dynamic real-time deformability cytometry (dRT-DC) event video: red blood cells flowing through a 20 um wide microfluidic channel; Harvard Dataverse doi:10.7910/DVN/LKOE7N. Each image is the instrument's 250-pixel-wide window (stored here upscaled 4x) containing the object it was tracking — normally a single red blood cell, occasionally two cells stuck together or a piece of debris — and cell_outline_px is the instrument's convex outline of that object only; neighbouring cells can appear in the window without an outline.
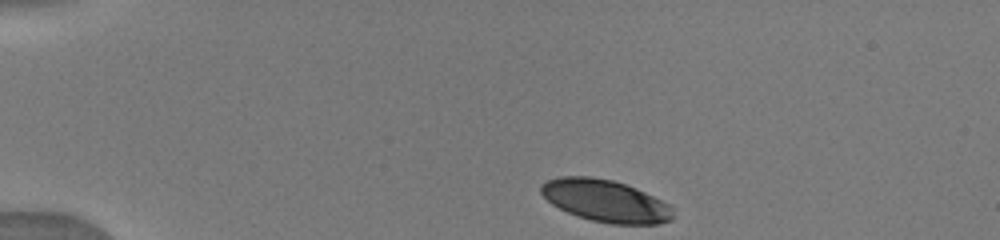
{"species": "human", "species_latin": "Homo sapiens", "temperature_condition": "warm", "stored_images_in_passage": 7, "camera_frame_rate_fps": 3000, "um_per_image_px": 0.085, "donor": {"sex": "male"}, "frame": {"image": 1, "passage_image": 1, "time_ms": 0.0, "image_size_px": [1000, 240], "cell_outline_px": [[676, 216], [672, 220], [656, 224], [612, 224], [592, 220], [576, 216], [552, 204], [540, 192], [540, 184], [548, 180], [560, 176], [592, 176], [612, 180], [636, 188], [668, 204], [672, 208]], "centroid_in_image_um": [51.47, 17.07], "position_along_channel_um": 33.5, "area_um2": 32.37}}
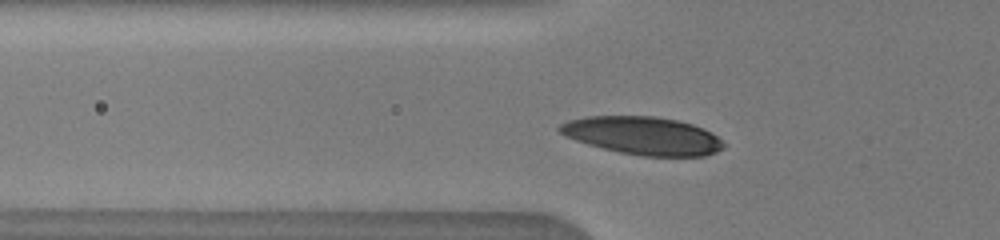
{"frame": {"image": 2, "passage_image": 6, "time_ms": 2.667, "image_size_px": [1000, 240], "cell_outline_px": [[724, 148], [716, 152], [704, 156], [644, 156], [620, 152], [588, 144], [576, 140], [560, 132], [556, 128], [560, 124], [568, 120], [588, 116], [656, 116], [676, 120], [692, 124], [704, 128], [712, 132], [724, 144]], "centroid_in_image_um": [54.66, 11.52], "position_along_channel_um": 71.1, "area_um2": 36.07}}